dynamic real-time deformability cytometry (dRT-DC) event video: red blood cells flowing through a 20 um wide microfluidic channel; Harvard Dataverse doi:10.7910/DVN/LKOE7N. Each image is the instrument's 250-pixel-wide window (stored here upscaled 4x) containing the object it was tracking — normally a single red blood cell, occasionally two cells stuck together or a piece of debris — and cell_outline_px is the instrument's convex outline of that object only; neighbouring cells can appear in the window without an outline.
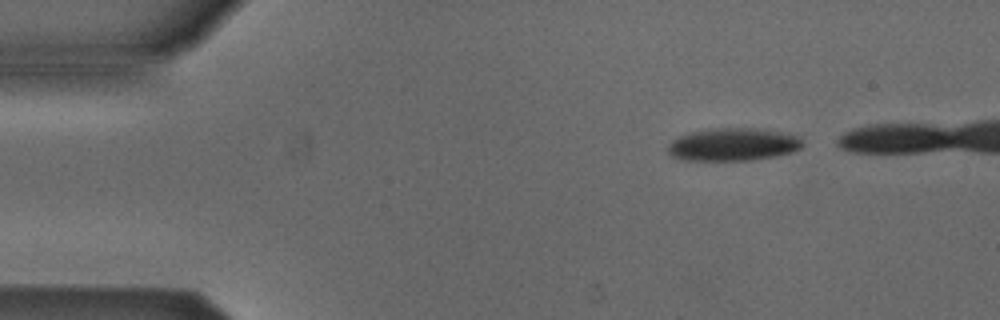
{"species": "Egyptian fruit bat (a non-hibernating species)", "species_latin": "Rousettus aegyptiacus", "temperature_condition": "cold", "stored_images_in_passage": 4, "camera_frame_rate_fps": 3000, "um_per_image_px": 0.085, "animal": {"sex": "male"}, "frame": {"image": 1, "passage_image": 4, "time_ms": 1.0, "image_size_px": [1000, 320], "cell_outline_px": [[804, 144], [800, 148], [792, 152], [776, 156], [752, 160], [684, 160], [672, 156], [668, 152], [668, 144], [672, 140], [680, 136], [692, 132], [716, 128], [764, 128], [800, 136], [804, 140]], "centroid_in_image_um": [62.37, 12.27], "position_along_channel_um": 22.6, "area_um2": 25.89}}